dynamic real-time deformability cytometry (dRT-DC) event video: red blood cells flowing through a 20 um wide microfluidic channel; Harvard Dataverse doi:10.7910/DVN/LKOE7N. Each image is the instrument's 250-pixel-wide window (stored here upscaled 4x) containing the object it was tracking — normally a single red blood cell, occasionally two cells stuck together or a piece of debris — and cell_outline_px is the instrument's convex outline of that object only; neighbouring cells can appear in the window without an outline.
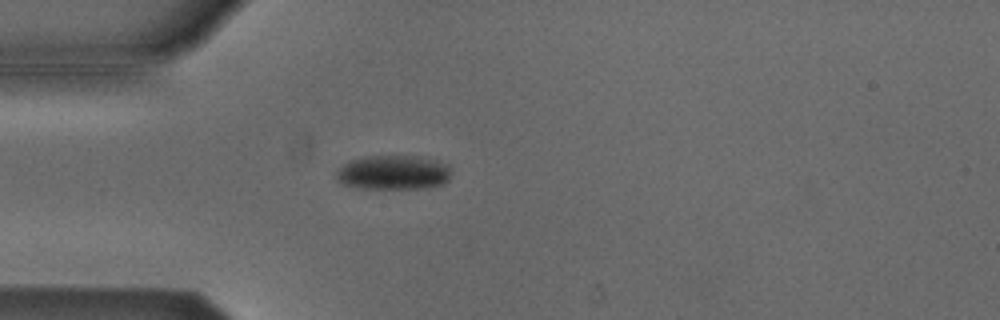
{"species": "Egyptian fruit bat (a non-hibernating species)", "species_latin": "Rousettus aegyptiacus", "temperature_condition": "cold", "stored_images_in_passage": 49, "camera_frame_rate_fps": 3000, "um_per_image_px": 0.085, "animal": {"sex": "male"}, "frame": {"image": 1, "passage_image": 14, "time_ms": 4.333, "image_size_px": [1000, 320], "cell_outline_px": [[448, 180], [440, 184], [424, 188], [360, 188], [344, 184], [336, 180], [336, 172], [344, 164], [352, 160], [364, 156], [420, 156], [436, 160], [448, 164]], "centroid_in_image_um": [33.4, 14.65], "position_along_channel_um": 51.6, "area_um2": 22.77}}
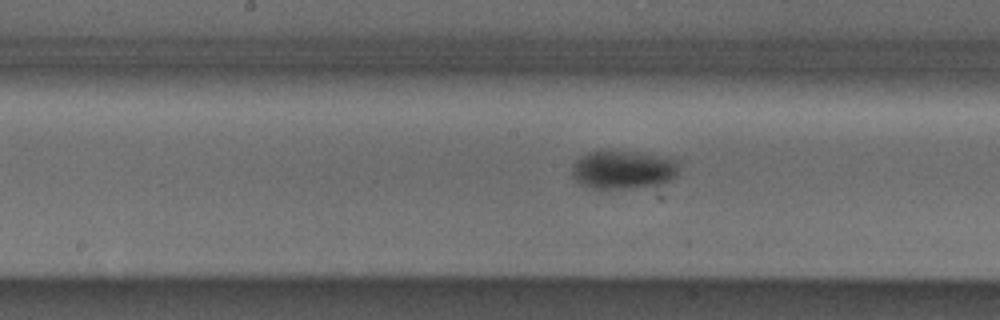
{"frame": {"image": 2, "passage_image": 26, "time_ms": 8.333, "image_size_px": [1000, 320], "cell_outline_px": [[680, 160], [676, 176], [660, 184], [624, 188], [592, 188], [580, 184], [572, 176], [572, 164], [580, 156], [588, 152], [640, 152]], "centroid_in_image_um": [52.96, 14.42], "position_along_channel_um": 195.2, "area_um2": 23.7}}
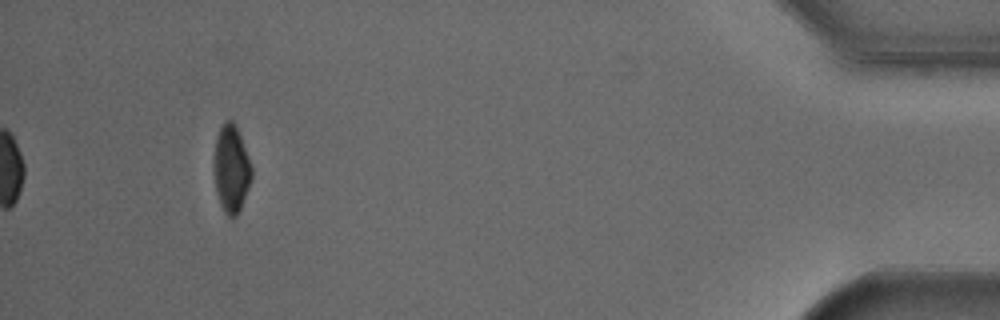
{"frame": {"image": 3, "passage_image": 49, "time_ms": 16.0, "image_size_px": [1000, 320], "cell_outline_px": [[252, 176], [240, 208], [236, 216], [232, 220], [224, 212], [220, 204], [216, 188], [216, 136], [224, 120], [232, 120], [240, 136], [248, 156], [252, 168]], "centroid_in_image_um": [19.68, 14.37], "position_along_channel_um": 415.5, "area_um2": 18.38}, "authors_computed_cell_mechanics": {"area_um2": 21.5016, "velocity_mm_per_s": 3.8126, "shape_relaxation_time_tau1_ms": 2.8318, "shape_relaxation_time_tau2_ms": null, "deformation_change_tau1": 0.0908, "deformation_change_tau2": null}}